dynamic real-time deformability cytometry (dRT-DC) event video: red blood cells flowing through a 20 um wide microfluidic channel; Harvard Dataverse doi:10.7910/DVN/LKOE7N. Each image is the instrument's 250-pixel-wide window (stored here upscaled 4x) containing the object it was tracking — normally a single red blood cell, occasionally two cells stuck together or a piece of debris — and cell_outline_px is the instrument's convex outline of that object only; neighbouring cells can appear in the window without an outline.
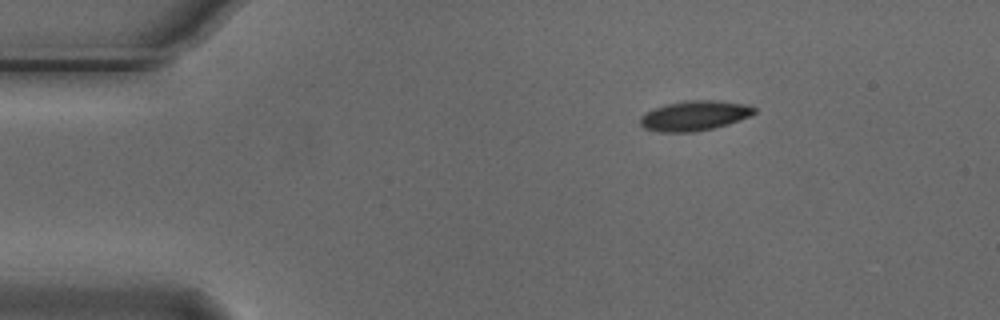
{"species": "Egyptian fruit bat (a non-hibernating species)", "species_latin": "Rousettus aegyptiacus", "temperature_condition": "cold", "stored_images_in_passage": 3, "camera_frame_rate_fps": 3000, "um_per_image_px": 0.085, "animal": {"sex": "male"}, "frame": {"image": 1, "passage_image": 1, "time_ms": 0.0, "image_size_px": [1000, 320], "cell_outline_px": [[756, 112], [752, 116], [728, 124], [696, 132], [660, 132], [644, 128], [640, 124], [640, 116], [644, 112], [668, 104], [684, 100], [716, 100], [748, 104], [756, 108]], "centroid_in_image_um": [59.06, 9.83], "position_along_channel_um": 25.9, "area_um2": 20.06}}
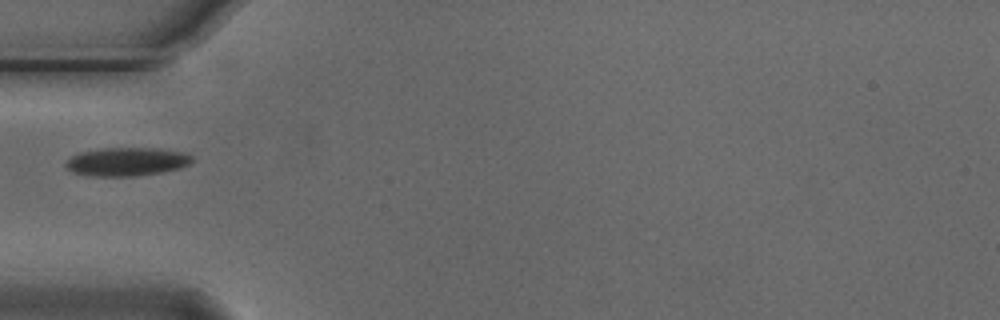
{"frame": {"image": 2, "passage_image": 3, "time_ms": 0.667, "image_size_px": [1000, 320], "cell_outline_px": [[192, 160], [188, 164], [180, 168], [160, 172], [136, 176], [88, 176], [72, 172], [64, 164], [72, 156], [80, 152], [100, 148], [160, 148], [184, 152], [192, 156]], "centroid_in_image_um": [10.76, 13.74], "position_along_channel_um": 74.2, "area_um2": 20.98}}